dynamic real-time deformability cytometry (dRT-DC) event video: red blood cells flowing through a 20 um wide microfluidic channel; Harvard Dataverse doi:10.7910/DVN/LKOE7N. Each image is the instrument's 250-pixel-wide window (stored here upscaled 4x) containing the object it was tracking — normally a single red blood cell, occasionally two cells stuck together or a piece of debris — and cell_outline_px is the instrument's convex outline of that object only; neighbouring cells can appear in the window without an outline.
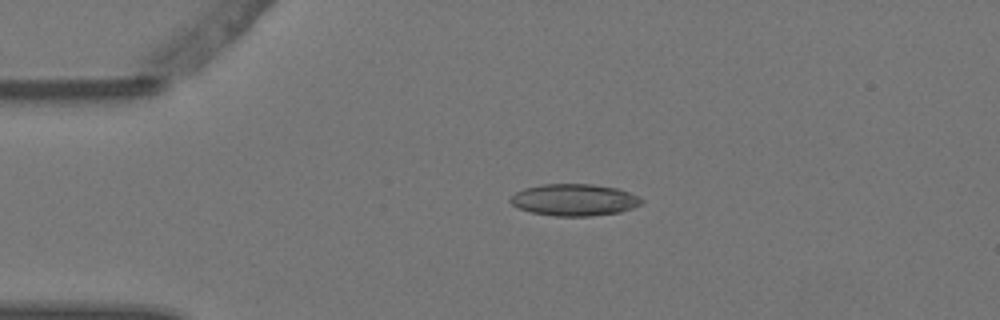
{"species": "Egyptian fruit bat (a non-hibernating species)", "species_latin": "Rousettus aegyptiacus", "temperature_condition": "warm", "stored_images_in_passage": 3, "camera_frame_rate_fps": 3000, "um_per_image_px": 0.085, "animal": {"sex": "female"}, "frame": {"image": 1, "passage_image": 2, "time_ms": 0.333, "image_size_px": [1000, 320], "cell_outline_px": [[644, 200], [640, 204], [632, 208], [620, 212], [592, 216], [552, 216], [532, 212], [520, 208], [512, 204], [508, 200], [516, 192], [524, 188], [544, 184], [592, 184], [616, 188], [628, 192]], "centroid_in_image_um": [48.8, 16.99], "position_along_channel_um": 36.2, "area_um2": 24.16}}